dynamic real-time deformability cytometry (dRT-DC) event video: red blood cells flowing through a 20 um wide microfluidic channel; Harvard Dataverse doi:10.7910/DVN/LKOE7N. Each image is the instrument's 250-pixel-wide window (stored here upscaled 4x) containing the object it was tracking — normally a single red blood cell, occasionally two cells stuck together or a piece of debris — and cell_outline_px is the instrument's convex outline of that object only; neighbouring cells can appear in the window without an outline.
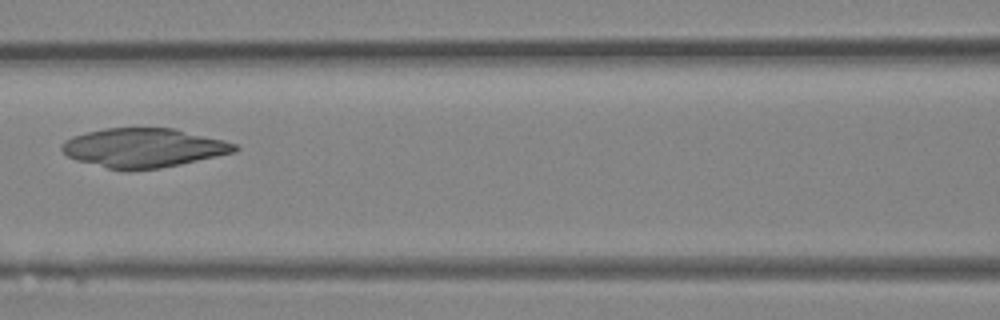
{"species": "Egyptian fruit bat (a non-hibernating species)", "species_latin": "Rousettus aegyptiacus", "temperature_condition": "room temperature", "stored_images_in_passage": 5, "camera_frame_rate_fps": 3000, "um_per_image_px": 0.085, "animal": {"sex": "female"}, "frame": {"image": 1, "passage_image": 5, "time_ms": 4.333, "image_size_px": [1000, 320], "cell_outline_px": [[240, 148], [236, 152], [180, 164], [160, 168], [128, 172], [108, 168], [76, 160], [68, 156], [60, 148], [60, 144], [64, 140], [72, 136], [104, 128], [176, 128], [224, 140], [236, 144]], "centroid_in_image_um": [12.2, 12.57], "position_along_channel_um": 154.4, "area_um2": 39.77}}